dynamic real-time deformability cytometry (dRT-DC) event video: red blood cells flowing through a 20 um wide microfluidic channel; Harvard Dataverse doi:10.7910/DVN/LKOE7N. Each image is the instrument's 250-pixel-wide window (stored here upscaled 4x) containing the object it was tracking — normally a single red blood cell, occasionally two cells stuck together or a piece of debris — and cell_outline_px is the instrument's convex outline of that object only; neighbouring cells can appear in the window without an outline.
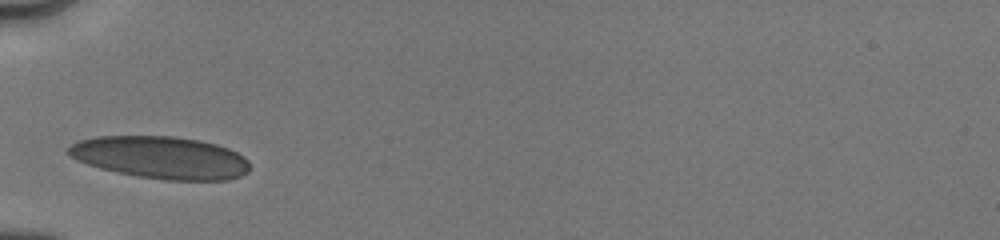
{"species": "human", "species_latin": "Homo sapiens", "temperature_condition": "cold", "stored_images_in_passage": 2, "camera_frame_rate_fps": 3000, "um_per_image_px": 0.085, "donor": {"sex": "male"}, "frame": {"image": 1, "passage_image": 1, "time_ms": 0.0, "image_size_px": [1000, 240], "cell_outline_px": [[248, 172], [240, 176], [228, 180], [168, 180], [136, 176], [116, 172], [100, 168], [76, 160], [68, 156], [68, 148], [72, 144], [80, 140], [96, 136], [176, 136], [200, 140], [216, 144], [228, 148], [244, 156], [248, 160]], "centroid_in_image_um": [13.66, 13.38], "position_along_channel_um": 71.3, "area_um2": 44.91}}